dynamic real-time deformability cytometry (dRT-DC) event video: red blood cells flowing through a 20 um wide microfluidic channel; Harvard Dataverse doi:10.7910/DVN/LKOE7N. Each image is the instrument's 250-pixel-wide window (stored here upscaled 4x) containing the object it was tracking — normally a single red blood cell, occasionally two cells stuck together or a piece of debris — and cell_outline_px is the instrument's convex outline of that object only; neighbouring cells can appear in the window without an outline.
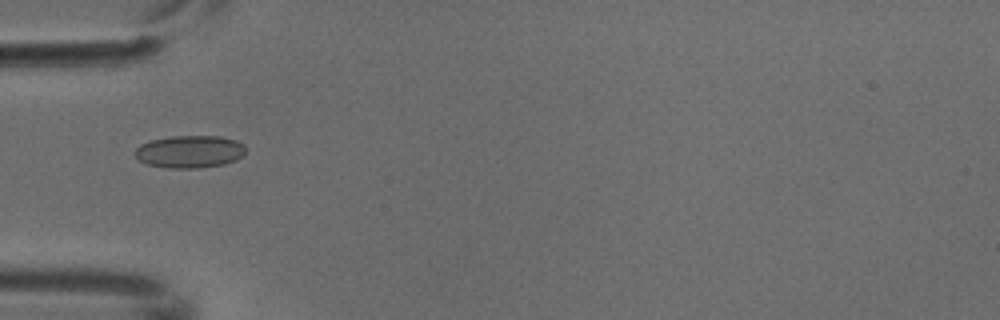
{"species": "common noctule bat (a hibernating species)", "species_latin": "Nyctalus noctula", "temperature_condition": "cold", "stored_images_in_passage": 4, "camera_frame_rate_fps": 3000, "um_per_image_px": 0.085, "animal": {"sex": "male", "body_mass_g": 18.8}, "frame": {"image": 1, "passage_image": 4, "time_ms": 1.0, "image_size_px": [1000, 320], "cell_outline_px": [[244, 152], [236, 160], [224, 164], [200, 168], [168, 168], [148, 164], [140, 160], [136, 156], [136, 148], [140, 144], [152, 140], [172, 136], [220, 136], [236, 140], [244, 144]], "centroid_in_image_um": [16.14, 12.89], "position_along_channel_um": 68.9, "area_um2": 20.81}}